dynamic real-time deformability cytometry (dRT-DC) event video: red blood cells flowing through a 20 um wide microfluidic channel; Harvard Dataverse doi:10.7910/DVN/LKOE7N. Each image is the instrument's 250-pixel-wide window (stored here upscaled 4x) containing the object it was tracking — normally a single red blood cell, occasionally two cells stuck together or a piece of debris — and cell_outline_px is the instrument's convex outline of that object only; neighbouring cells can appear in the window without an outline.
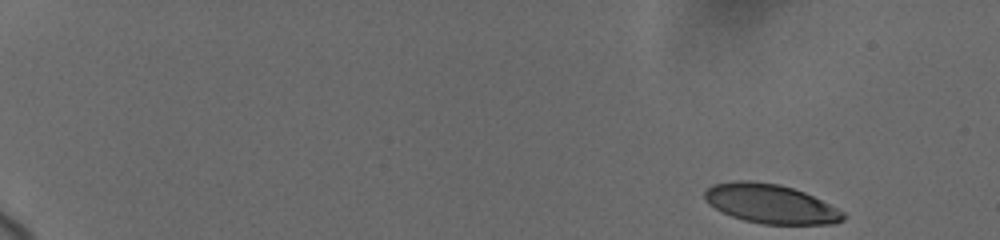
{"species": "human", "species_latin": "Homo sapiens", "temperature_condition": "cold", "stored_images_in_passage": 54, "camera_frame_rate_fps": 3000, "um_per_image_px": 0.085, "donor": {"sex": "female"}, "frame": {"image": 1, "passage_image": 1, "time_ms": 0.0, "image_size_px": [1000, 240], "cell_outline_px": [[844, 220], [836, 224], [764, 224], [744, 220], [732, 216], [708, 204], [704, 200], [704, 192], [712, 184], [732, 180], [752, 180], [780, 184], [804, 192], [844, 212]], "centroid_in_image_um": [65.47, 17.31], "position_along_channel_um": 19.5, "area_um2": 31.62}}
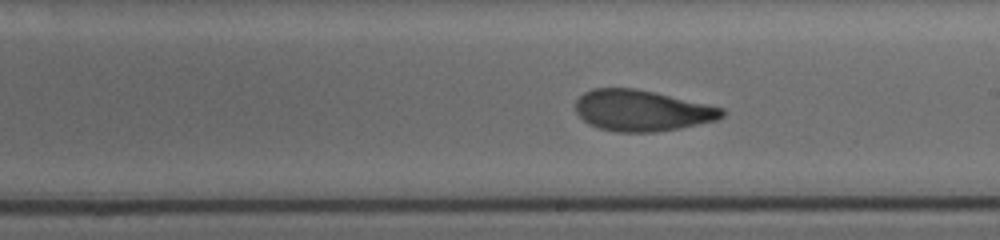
{"frame": {"image": 2, "passage_image": 32, "time_ms": 10.333, "image_size_px": [1000, 240], "cell_outline_px": [[724, 116], [716, 120], [680, 128], [652, 132], [616, 132], [600, 128], [588, 124], [576, 112], [576, 100], [584, 92], [592, 88], [636, 88], [724, 108]], "centroid_in_image_um": [54.54, 9.4], "position_along_channel_um": 234.5, "area_um2": 34.85}}
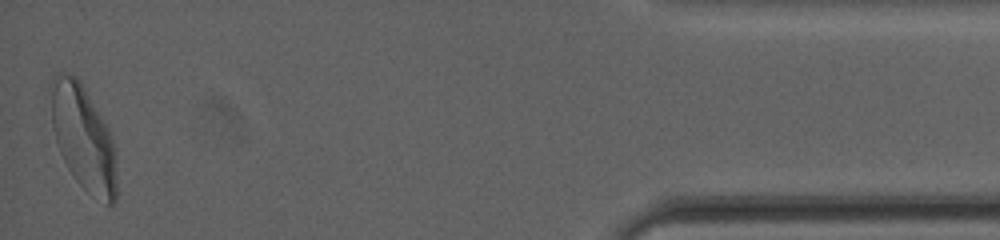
{"frame": {"image": 3, "passage_image": 53, "time_ms": 17.333, "image_size_px": [1000, 240], "cell_outline_px": [[116, 200], [112, 204], [108, 204], [84, 188], [72, 176], [60, 152], [52, 128], [48, 88], [48, 84], [52, 76], [56, 72], [60, 72], [72, 76], [80, 80], [108, 128], [116, 152]], "centroid_in_image_um": [7.04, 11.64], "position_along_channel_um": 428.2, "area_um2": 40.34}, "authors_computed_cell_mechanics": {"area_um2": 35.3447, "velocity_mm_per_s": 3.6835, "shape_relaxation_time_tau1_ms": 4.881, "shape_relaxation_time_tau2_ms": 1.3658, "deformation_change_tau1": 0.1801, "deformation_change_tau2": 0.0875}}